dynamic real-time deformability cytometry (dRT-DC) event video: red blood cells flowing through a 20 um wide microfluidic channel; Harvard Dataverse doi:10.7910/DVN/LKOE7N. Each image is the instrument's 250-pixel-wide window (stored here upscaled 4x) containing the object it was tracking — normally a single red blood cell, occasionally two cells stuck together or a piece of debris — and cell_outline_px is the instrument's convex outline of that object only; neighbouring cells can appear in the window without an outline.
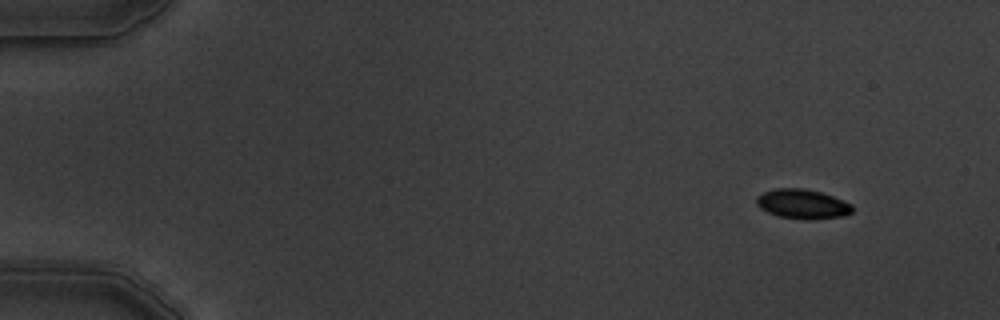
{"species": "common noctule bat (a hibernating species)", "species_latin": "Nyctalus noctula", "temperature_condition": "warm", "stored_images_in_passage": 5, "camera_frame_rate_fps": 3000, "um_per_image_px": 0.085, "animal": {"sex": "male", "body_mass_g": 19.5, "forearm_length_mm": 54.6}, "frame": {"image": 1, "passage_image": 1, "time_ms": 0.0, "image_size_px": [1000, 320], "cell_outline_px": [[852, 212], [844, 216], [816, 220], [804, 220], [780, 216], [768, 212], [760, 208], [756, 204], [756, 196], [764, 192], [776, 188], [804, 188], [820, 192], [832, 196], [852, 204]], "centroid_in_image_um": [68.21, 17.35], "position_along_channel_um": 16.8, "area_um2": 16.59}}
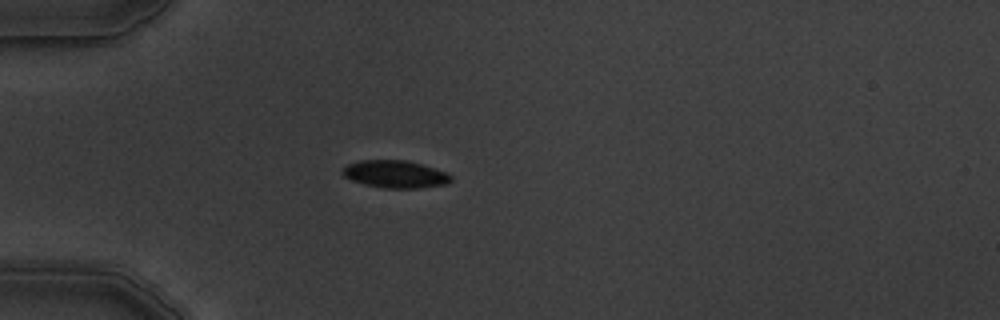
{"frame": {"image": 2, "passage_image": 4, "time_ms": 3.667, "image_size_px": [1000, 320], "cell_outline_px": [[452, 180], [448, 184], [420, 188], [384, 188], [364, 184], [352, 180], [344, 176], [340, 172], [348, 164], [360, 160], [408, 160], [444, 172], [452, 176]], "centroid_in_image_um": [33.58, 14.81], "position_along_channel_um": 51.4, "area_um2": 17.28}}